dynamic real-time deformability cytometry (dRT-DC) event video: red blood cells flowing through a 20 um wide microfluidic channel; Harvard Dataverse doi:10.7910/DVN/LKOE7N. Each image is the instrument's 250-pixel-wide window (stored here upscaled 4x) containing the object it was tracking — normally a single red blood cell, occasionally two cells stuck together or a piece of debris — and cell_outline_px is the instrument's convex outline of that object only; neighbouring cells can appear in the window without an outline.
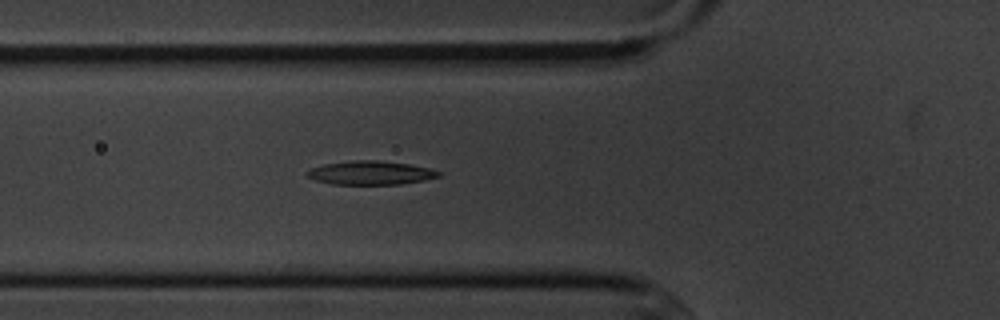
{"species": "common noctule bat (a hibernating species)", "species_latin": "Nyctalus noctula", "temperature_condition": "cold", "stored_images_in_passage": 7, "camera_frame_rate_fps": 3000, "um_per_image_px": 0.085, "animal": {"sex": "male", "body_mass_g": 20.1, "forearm_length_mm": 53.5}, "frame": {"image": 1, "passage_image": 7, "time_ms": 7.667, "image_size_px": [1000, 320], "cell_outline_px": [[440, 176], [424, 180], [400, 184], [332, 184], [316, 180], [308, 176], [304, 172], [312, 168], [324, 164], [356, 160], [380, 160], [408, 164], [428, 168], [440, 172]], "centroid_in_image_um": [31.48, 14.69], "position_along_channel_um": 94.3, "area_um2": 17.98}}